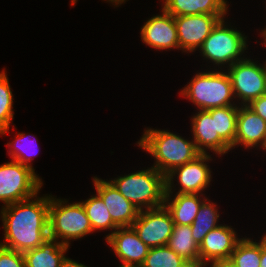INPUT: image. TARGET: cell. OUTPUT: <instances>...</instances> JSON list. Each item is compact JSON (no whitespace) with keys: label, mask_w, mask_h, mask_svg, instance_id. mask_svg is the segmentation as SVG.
<instances>
[{"label":"cell","mask_w":266,"mask_h":267,"mask_svg":"<svg viewBox=\"0 0 266 267\" xmlns=\"http://www.w3.org/2000/svg\"><path fill=\"white\" fill-rule=\"evenodd\" d=\"M107 2L109 1V2H111L112 4L114 3V6L116 5V6H120V4H122L123 2L125 3V1L126 0H106Z\"/></svg>","instance_id":"cell-35"},{"label":"cell","mask_w":266,"mask_h":267,"mask_svg":"<svg viewBox=\"0 0 266 267\" xmlns=\"http://www.w3.org/2000/svg\"><path fill=\"white\" fill-rule=\"evenodd\" d=\"M206 266H208L206 263H204L200 259H197V260H184L179 267H206Z\"/></svg>","instance_id":"cell-31"},{"label":"cell","mask_w":266,"mask_h":267,"mask_svg":"<svg viewBox=\"0 0 266 267\" xmlns=\"http://www.w3.org/2000/svg\"><path fill=\"white\" fill-rule=\"evenodd\" d=\"M239 106L215 108V135H219L233 149Z\"/></svg>","instance_id":"cell-23"},{"label":"cell","mask_w":266,"mask_h":267,"mask_svg":"<svg viewBox=\"0 0 266 267\" xmlns=\"http://www.w3.org/2000/svg\"><path fill=\"white\" fill-rule=\"evenodd\" d=\"M81 203L90 220L93 232L105 229L116 230L118 228L113 222L105 203L98 195H92L91 198L82 201Z\"/></svg>","instance_id":"cell-24"},{"label":"cell","mask_w":266,"mask_h":267,"mask_svg":"<svg viewBox=\"0 0 266 267\" xmlns=\"http://www.w3.org/2000/svg\"><path fill=\"white\" fill-rule=\"evenodd\" d=\"M167 246L184 260H197L199 245L192 237L191 225H174Z\"/></svg>","instance_id":"cell-21"},{"label":"cell","mask_w":266,"mask_h":267,"mask_svg":"<svg viewBox=\"0 0 266 267\" xmlns=\"http://www.w3.org/2000/svg\"><path fill=\"white\" fill-rule=\"evenodd\" d=\"M67 245L48 238L39 247L23 252L26 267H60Z\"/></svg>","instance_id":"cell-20"},{"label":"cell","mask_w":266,"mask_h":267,"mask_svg":"<svg viewBox=\"0 0 266 267\" xmlns=\"http://www.w3.org/2000/svg\"><path fill=\"white\" fill-rule=\"evenodd\" d=\"M210 267H236L229 259L212 262Z\"/></svg>","instance_id":"cell-34"},{"label":"cell","mask_w":266,"mask_h":267,"mask_svg":"<svg viewBox=\"0 0 266 267\" xmlns=\"http://www.w3.org/2000/svg\"><path fill=\"white\" fill-rule=\"evenodd\" d=\"M231 86L235 98L241 100V106L249 105L266 92V61L257 64L252 59H242L228 68Z\"/></svg>","instance_id":"cell-8"},{"label":"cell","mask_w":266,"mask_h":267,"mask_svg":"<svg viewBox=\"0 0 266 267\" xmlns=\"http://www.w3.org/2000/svg\"><path fill=\"white\" fill-rule=\"evenodd\" d=\"M37 195L2 207L5 242H0L1 246L25 252L49 238L50 195L41 198Z\"/></svg>","instance_id":"cell-1"},{"label":"cell","mask_w":266,"mask_h":267,"mask_svg":"<svg viewBox=\"0 0 266 267\" xmlns=\"http://www.w3.org/2000/svg\"><path fill=\"white\" fill-rule=\"evenodd\" d=\"M260 267H266V234L261 239V260Z\"/></svg>","instance_id":"cell-32"},{"label":"cell","mask_w":266,"mask_h":267,"mask_svg":"<svg viewBox=\"0 0 266 267\" xmlns=\"http://www.w3.org/2000/svg\"><path fill=\"white\" fill-rule=\"evenodd\" d=\"M247 106L266 121V94L256 98Z\"/></svg>","instance_id":"cell-30"},{"label":"cell","mask_w":266,"mask_h":267,"mask_svg":"<svg viewBox=\"0 0 266 267\" xmlns=\"http://www.w3.org/2000/svg\"><path fill=\"white\" fill-rule=\"evenodd\" d=\"M60 267H87L84 264L78 263L70 258L64 257Z\"/></svg>","instance_id":"cell-33"},{"label":"cell","mask_w":266,"mask_h":267,"mask_svg":"<svg viewBox=\"0 0 266 267\" xmlns=\"http://www.w3.org/2000/svg\"><path fill=\"white\" fill-rule=\"evenodd\" d=\"M109 181L140 211L164 205L166 177L154 167Z\"/></svg>","instance_id":"cell-3"},{"label":"cell","mask_w":266,"mask_h":267,"mask_svg":"<svg viewBox=\"0 0 266 267\" xmlns=\"http://www.w3.org/2000/svg\"><path fill=\"white\" fill-rule=\"evenodd\" d=\"M68 201L50 195L49 238L61 240L67 246L72 239H80L93 233L89 218L81 202L67 204Z\"/></svg>","instance_id":"cell-5"},{"label":"cell","mask_w":266,"mask_h":267,"mask_svg":"<svg viewBox=\"0 0 266 267\" xmlns=\"http://www.w3.org/2000/svg\"><path fill=\"white\" fill-rule=\"evenodd\" d=\"M97 195L108 208L113 222L118 227L132 226L140 210L127 200L110 181L93 178Z\"/></svg>","instance_id":"cell-13"},{"label":"cell","mask_w":266,"mask_h":267,"mask_svg":"<svg viewBox=\"0 0 266 267\" xmlns=\"http://www.w3.org/2000/svg\"><path fill=\"white\" fill-rule=\"evenodd\" d=\"M184 261L167 245L149 249L142 267H179Z\"/></svg>","instance_id":"cell-27"},{"label":"cell","mask_w":266,"mask_h":267,"mask_svg":"<svg viewBox=\"0 0 266 267\" xmlns=\"http://www.w3.org/2000/svg\"><path fill=\"white\" fill-rule=\"evenodd\" d=\"M224 19L217 23L199 49L202 56L213 62L214 65L228 64V68L244 59L241 56L248 47L247 37L239 30L227 26Z\"/></svg>","instance_id":"cell-6"},{"label":"cell","mask_w":266,"mask_h":267,"mask_svg":"<svg viewBox=\"0 0 266 267\" xmlns=\"http://www.w3.org/2000/svg\"><path fill=\"white\" fill-rule=\"evenodd\" d=\"M233 229L226 224H220L209 231L199 245L200 260L209 265V262L230 259L231 253L241 240Z\"/></svg>","instance_id":"cell-15"},{"label":"cell","mask_w":266,"mask_h":267,"mask_svg":"<svg viewBox=\"0 0 266 267\" xmlns=\"http://www.w3.org/2000/svg\"><path fill=\"white\" fill-rule=\"evenodd\" d=\"M174 225L170 212L163 205L154 209L141 210L132 227L139 238L149 248H153L167 245Z\"/></svg>","instance_id":"cell-9"},{"label":"cell","mask_w":266,"mask_h":267,"mask_svg":"<svg viewBox=\"0 0 266 267\" xmlns=\"http://www.w3.org/2000/svg\"><path fill=\"white\" fill-rule=\"evenodd\" d=\"M236 267H260L261 241L241 238L229 259Z\"/></svg>","instance_id":"cell-25"},{"label":"cell","mask_w":266,"mask_h":267,"mask_svg":"<svg viewBox=\"0 0 266 267\" xmlns=\"http://www.w3.org/2000/svg\"><path fill=\"white\" fill-rule=\"evenodd\" d=\"M180 93L199 110L236 105L231 103L235 96L228 73L217 69L197 73Z\"/></svg>","instance_id":"cell-4"},{"label":"cell","mask_w":266,"mask_h":267,"mask_svg":"<svg viewBox=\"0 0 266 267\" xmlns=\"http://www.w3.org/2000/svg\"><path fill=\"white\" fill-rule=\"evenodd\" d=\"M142 41L154 49H179L174 16L162 8V14L151 17L141 28Z\"/></svg>","instance_id":"cell-14"},{"label":"cell","mask_w":266,"mask_h":267,"mask_svg":"<svg viewBox=\"0 0 266 267\" xmlns=\"http://www.w3.org/2000/svg\"><path fill=\"white\" fill-rule=\"evenodd\" d=\"M266 136V121L258 116L250 107L239 106L234 148L263 146Z\"/></svg>","instance_id":"cell-17"},{"label":"cell","mask_w":266,"mask_h":267,"mask_svg":"<svg viewBox=\"0 0 266 267\" xmlns=\"http://www.w3.org/2000/svg\"><path fill=\"white\" fill-rule=\"evenodd\" d=\"M163 9L176 16L226 15L228 5L225 0H163Z\"/></svg>","instance_id":"cell-18"},{"label":"cell","mask_w":266,"mask_h":267,"mask_svg":"<svg viewBox=\"0 0 266 267\" xmlns=\"http://www.w3.org/2000/svg\"><path fill=\"white\" fill-rule=\"evenodd\" d=\"M211 161L209 153L200 154L194 160L176 167L166 176V193H173V179L177 176L180 188L176 193L182 194H200L211 182V170L207 161ZM205 162V163H204Z\"/></svg>","instance_id":"cell-10"},{"label":"cell","mask_w":266,"mask_h":267,"mask_svg":"<svg viewBox=\"0 0 266 267\" xmlns=\"http://www.w3.org/2000/svg\"><path fill=\"white\" fill-rule=\"evenodd\" d=\"M224 16L199 14L174 17L179 49L185 53L196 51Z\"/></svg>","instance_id":"cell-11"},{"label":"cell","mask_w":266,"mask_h":267,"mask_svg":"<svg viewBox=\"0 0 266 267\" xmlns=\"http://www.w3.org/2000/svg\"><path fill=\"white\" fill-rule=\"evenodd\" d=\"M216 204L204 199L202 202L197 215L191 224L192 237L200 245L206 234L212 229L218 227L217 224L219 218L218 209Z\"/></svg>","instance_id":"cell-22"},{"label":"cell","mask_w":266,"mask_h":267,"mask_svg":"<svg viewBox=\"0 0 266 267\" xmlns=\"http://www.w3.org/2000/svg\"><path fill=\"white\" fill-rule=\"evenodd\" d=\"M138 146L155 158L152 167L165 177L176 167L194 160L201 154L194 141L184 139L168 130L147 128Z\"/></svg>","instance_id":"cell-2"},{"label":"cell","mask_w":266,"mask_h":267,"mask_svg":"<svg viewBox=\"0 0 266 267\" xmlns=\"http://www.w3.org/2000/svg\"><path fill=\"white\" fill-rule=\"evenodd\" d=\"M261 35L265 38L264 39V44L266 45V28H264V30H262Z\"/></svg>","instance_id":"cell-36"},{"label":"cell","mask_w":266,"mask_h":267,"mask_svg":"<svg viewBox=\"0 0 266 267\" xmlns=\"http://www.w3.org/2000/svg\"><path fill=\"white\" fill-rule=\"evenodd\" d=\"M105 240L123 263L119 267L141 266L150 249L132 226L118 227Z\"/></svg>","instance_id":"cell-12"},{"label":"cell","mask_w":266,"mask_h":267,"mask_svg":"<svg viewBox=\"0 0 266 267\" xmlns=\"http://www.w3.org/2000/svg\"><path fill=\"white\" fill-rule=\"evenodd\" d=\"M191 120L193 141L201 154L208 153L206 148L221 156L231 150L219 135H215V108L199 110Z\"/></svg>","instance_id":"cell-16"},{"label":"cell","mask_w":266,"mask_h":267,"mask_svg":"<svg viewBox=\"0 0 266 267\" xmlns=\"http://www.w3.org/2000/svg\"><path fill=\"white\" fill-rule=\"evenodd\" d=\"M76 2H77V0H72V1H71L72 6H73Z\"/></svg>","instance_id":"cell-38"},{"label":"cell","mask_w":266,"mask_h":267,"mask_svg":"<svg viewBox=\"0 0 266 267\" xmlns=\"http://www.w3.org/2000/svg\"><path fill=\"white\" fill-rule=\"evenodd\" d=\"M13 94L5 71L0 73V134L8 133L13 112Z\"/></svg>","instance_id":"cell-26"},{"label":"cell","mask_w":266,"mask_h":267,"mask_svg":"<svg viewBox=\"0 0 266 267\" xmlns=\"http://www.w3.org/2000/svg\"><path fill=\"white\" fill-rule=\"evenodd\" d=\"M0 267H26L23 252L0 245Z\"/></svg>","instance_id":"cell-29"},{"label":"cell","mask_w":266,"mask_h":267,"mask_svg":"<svg viewBox=\"0 0 266 267\" xmlns=\"http://www.w3.org/2000/svg\"><path fill=\"white\" fill-rule=\"evenodd\" d=\"M171 195L172 193H165L164 206L170 212L174 224L191 225L206 198L201 200L203 194L176 193L173 198Z\"/></svg>","instance_id":"cell-19"},{"label":"cell","mask_w":266,"mask_h":267,"mask_svg":"<svg viewBox=\"0 0 266 267\" xmlns=\"http://www.w3.org/2000/svg\"><path fill=\"white\" fill-rule=\"evenodd\" d=\"M27 139H29V136H27L25 133H18L16 139L7 144V146L10 149V151H8V152L10 153V157L12 158V160L17 161V162L21 163L22 165L28 166L35 171L33 166H31L32 164H30V161H32V157H33V156L31 157V155H33V154H31L32 150L30 151V153L28 152L29 154H27V148L32 143H30L31 141L30 140L28 141ZM32 141L34 142V141H36V139L35 140L32 139ZM28 143H30V144H28ZM30 148L31 147H29V149Z\"/></svg>","instance_id":"cell-28"},{"label":"cell","mask_w":266,"mask_h":267,"mask_svg":"<svg viewBox=\"0 0 266 267\" xmlns=\"http://www.w3.org/2000/svg\"><path fill=\"white\" fill-rule=\"evenodd\" d=\"M126 267H142V266H126Z\"/></svg>","instance_id":"cell-39"},{"label":"cell","mask_w":266,"mask_h":267,"mask_svg":"<svg viewBox=\"0 0 266 267\" xmlns=\"http://www.w3.org/2000/svg\"><path fill=\"white\" fill-rule=\"evenodd\" d=\"M260 148H262V149H265V150H266V136H265L264 144H263V146H262V147H260Z\"/></svg>","instance_id":"cell-37"},{"label":"cell","mask_w":266,"mask_h":267,"mask_svg":"<svg viewBox=\"0 0 266 267\" xmlns=\"http://www.w3.org/2000/svg\"><path fill=\"white\" fill-rule=\"evenodd\" d=\"M43 185L35 171L11 160L0 165V201L4 206L34 197Z\"/></svg>","instance_id":"cell-7"}]
</instances>
